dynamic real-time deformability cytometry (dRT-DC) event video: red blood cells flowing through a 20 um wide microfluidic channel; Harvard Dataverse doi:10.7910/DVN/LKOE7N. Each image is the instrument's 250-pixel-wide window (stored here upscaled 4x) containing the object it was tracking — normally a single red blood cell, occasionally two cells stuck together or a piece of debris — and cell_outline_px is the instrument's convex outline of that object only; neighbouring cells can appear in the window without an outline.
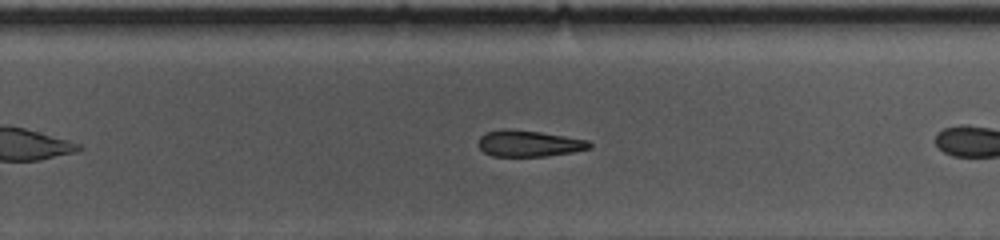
{"species": "common noctule bat (a hibernating species)", "species_latin": "Nyctalus noctula", "temperature_condition": "cold", "stored_images_in_passage": 30, "camera_frame_rate_fps": 3000, "um_per_image_px": 0.085, "animal": {"sex": "female", "body_mass_g": 10.0, "forearm_length_mm": 53.1}, "frame": {"image": 1, "passage_image": 22, "time_ms": 7.0, "image_size_px": [1000, 240], "cell_outline_px": [[592, 148], [572, 152], [548, 156], [492, 156], [484, 152], [476, 144], [476, 140], [480, 136], [488, 132], [504, 128], [508, 128], [540, 132], [588, 140], [592, 144]], "centroid_in_image_um": [44.92, 12.19], "position_along_channel_um": 284.9, "area_um2": 17.17}}